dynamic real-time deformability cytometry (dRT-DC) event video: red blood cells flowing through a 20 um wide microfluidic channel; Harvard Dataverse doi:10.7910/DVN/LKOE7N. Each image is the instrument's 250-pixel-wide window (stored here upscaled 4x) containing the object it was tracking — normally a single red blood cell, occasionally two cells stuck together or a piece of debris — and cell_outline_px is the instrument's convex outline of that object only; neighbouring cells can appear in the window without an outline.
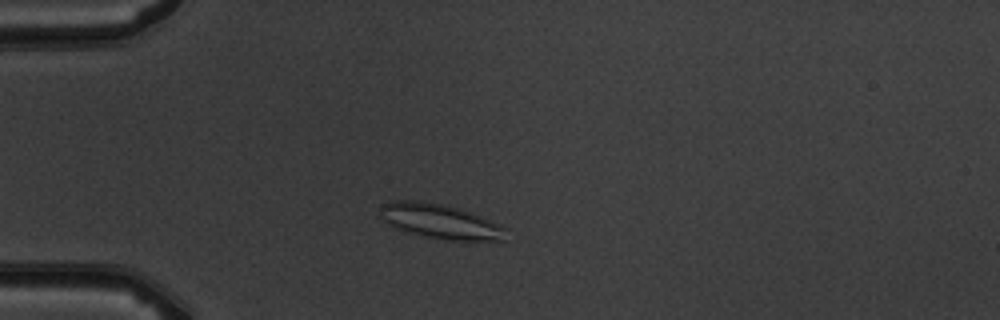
{"species": "common noctule bat (a hibernating species)", "species_latin": "Nyctalus noctula", "temperature_condition": "warm", "stored_images_in_passage": 5, "camera_frame_rate_fps": 3000, "um_per_image_px": 0.085, "animal": {"sex": "male", "body_mass_g": 19.5, "forearm_length_mm": 54.6}, "frame": {"image": 1, "passage_image": 3, "time_ms": 2.333, "image_size_px": [1000, 320], "cell_outline_px": [[508, 228], [504, 240], [440, 240], [408, 232], [396, 228], [388, 224], [380, 216], [380, 208], [384, 204], [396, 200], [416, 200], [444, 204], [480, 216]], "centroid_in_image_um": [37.41, 18.82], "position_along_channel_um": 47.6, "area_um2": 25.26}}
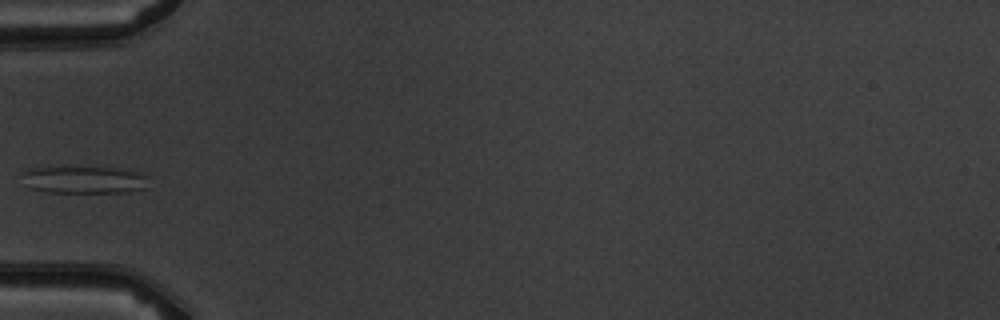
{"frame": {"image": 2, "passage_image": 4, "time_ms": 3.667, "image_size_px": [1000, 320], "cell_outline_px": [[148, 188], [128, 192], [48, 192], [32, 188], [20, 172], [24, 168], [112, 168], [136, 172], [144, 176]], "centroid_in_image_um": [7.14, 15.29], "position_along_channel_um": 77.9, "area_um2": 19.48}}
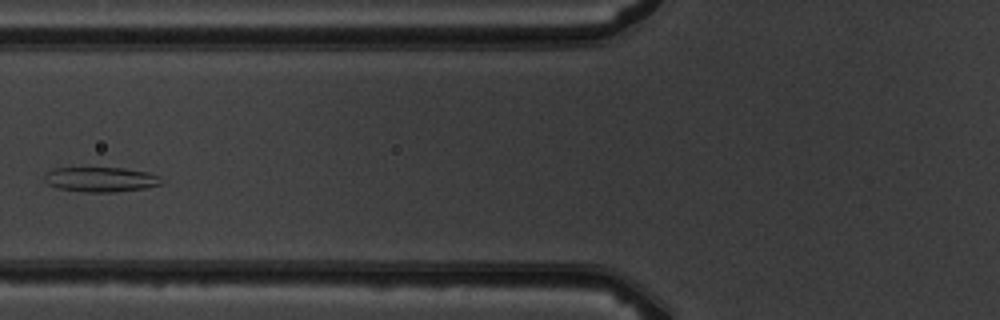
{"frame": {"image": 3, "passage_image": 5, "time_ms": 4.667, "image_size_px": [1000, 320], "cell_outline_px": [[164, 184], [144, 188], [116, 192], [84, 192], [56, 188], [48, 184], [44, 180], [44, 172], [52, 168], [124, 168], [148, 172], [160, 176]], "centroid_in_image_um": [8.55, 15.25], "position_along_channel_um": 117.2, "area_um2": 17.17}}